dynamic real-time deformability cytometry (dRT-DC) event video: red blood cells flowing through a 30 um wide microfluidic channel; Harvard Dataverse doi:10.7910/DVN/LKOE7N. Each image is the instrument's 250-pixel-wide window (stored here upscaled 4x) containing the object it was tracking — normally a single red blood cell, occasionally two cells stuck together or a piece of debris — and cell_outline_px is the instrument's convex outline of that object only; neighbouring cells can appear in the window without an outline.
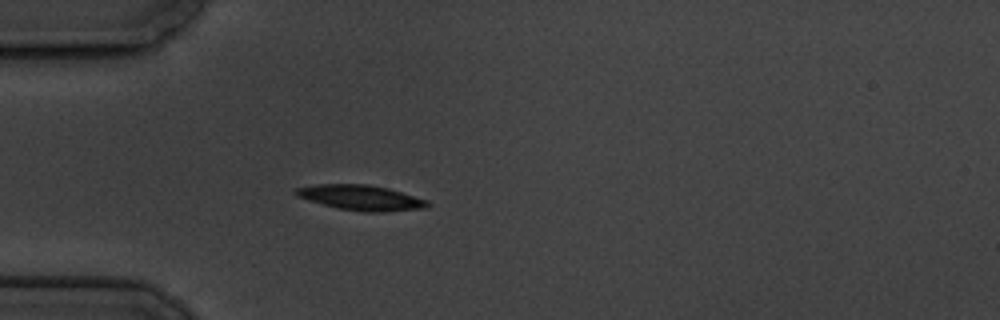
{"species": "common noctule bat (a hibernating species)", "species_latin": "Nyctalus noctula", "temperature_condition": "cold", "stored_images_in_passage": 5, "camera_frame_rate_fps": 3000, "um_per_image_px": 0.085, "animal": {"sex": "male", "body_mass_g": 19.5, "forearm_length_mm": 54.6}, "frame": {"image": 1, "passage_image": 5, "time_ms": 5.333, "image_size_px": [1000, 320], "cell_outline_px": [[432, 204], [428, 208], [384, 212], [368, 212], [336, 208], [308, 200], [296, 196], [292, 192], [296, 188], [320, 184], [368, 184], [388, 188], [428, 200]], "centroid_in_image_um": [30.71, 16.81], "position_along_channel_um": 54.3, "area_um2": 19.48}}